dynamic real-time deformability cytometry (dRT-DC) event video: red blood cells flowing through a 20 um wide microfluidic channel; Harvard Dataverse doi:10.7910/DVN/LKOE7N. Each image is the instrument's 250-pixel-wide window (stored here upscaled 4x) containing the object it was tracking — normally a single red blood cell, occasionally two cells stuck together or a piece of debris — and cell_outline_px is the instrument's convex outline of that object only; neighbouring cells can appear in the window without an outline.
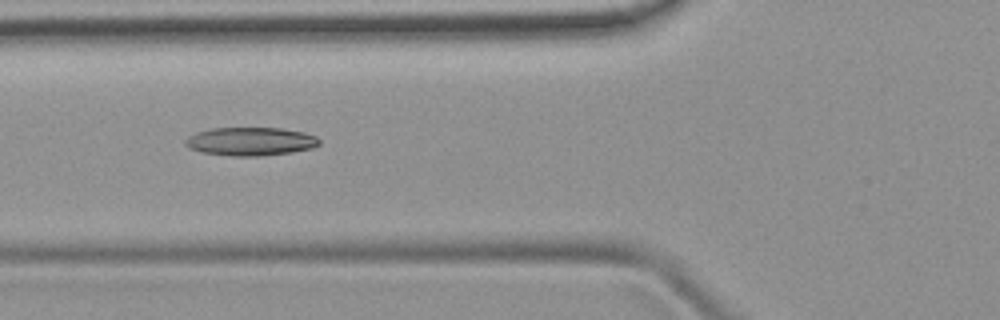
{"species": "common noctule bat (a hibernating species)", "species_latin": "Nyctalus noctula", "temperature_condition": "room temperature", "stored_images_in_passage": 8, "camera_frame_rate_fps": 3000, "um_per_image_px": 0.085, "animal": {"sex": "female", "body_mass_g": 19.9}, "frame": {"image": 1, "passage_image": 5, "time_ms": 4.667, "image_size_px": [1000, 320], "cell_outline_px": [[320, 144], [312, 148], [292, 152], [260, 156], [232, 156], [200, 152], [188, 148], [184, 144], [184, 140], [188, 136], [196, 132], [212, 128], [280, 128], [304, 132], [316, 136], [320, 140]], "centroid_in_image_um": [21.27, 12.02], "position_along_channel_um": 104.5, "area_um2": 22.31}}
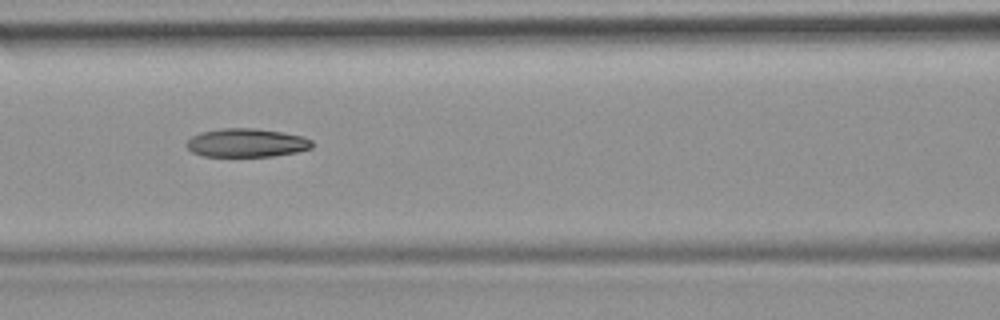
{"frame": {"image": 2, "passage_image": 6, "time_ms": 5.667, "image_size_px": [1000, 320], "cell_outline_px": [[312, 148], [296, 152], [272, 156], [204, 156], [192, 152], [184, 144], [192, 136], [200, 132], [224, 128], [256, 128], [280, 132], [300, 136], [312, 140]], "centroid_in_image_um": [20.92, 12.14], "position_along_channel_um": 145.7, "area_um2": 20.75}}
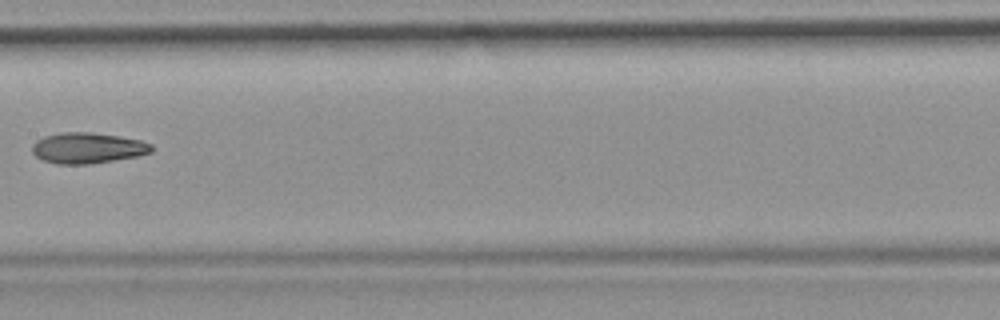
{"frame": {"image": 3, "passage_image": 7, "time_ms": 7.0, "image_size_px": [1000, 320], "cell_outline_px": [[152, 152], [136, 156], [88, 164], [56, 164], [44, 160], [36, 156], [32, 152], [32, 144], [36, 140], [44, 136], [60, 132], [92, 132], [140, 140], [152, 144]], "centroid_in_image_um": [7.41, 12.57], "position_along_channel_um": 200.0, "area_um2": 21.27}}